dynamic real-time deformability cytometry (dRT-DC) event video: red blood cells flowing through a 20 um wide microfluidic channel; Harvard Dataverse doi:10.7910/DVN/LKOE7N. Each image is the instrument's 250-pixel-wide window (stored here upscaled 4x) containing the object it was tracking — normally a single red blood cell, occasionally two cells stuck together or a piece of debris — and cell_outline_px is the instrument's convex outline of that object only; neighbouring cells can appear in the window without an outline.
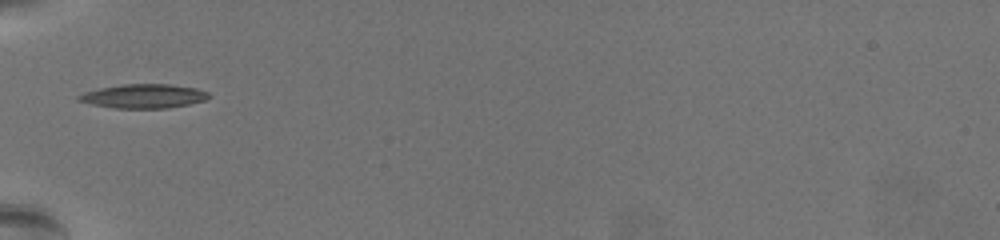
{"species": "common noctule bat (a hibernating species)", "species_latin": "Nyctalus noctula", "temperature_condition": "warm", "stored_images_in_passage": 38, "camera_frame_rate_fps": 3000, "um_per_image_px": 0.085, "animal": {"sex": "female", "body_mass_g": 19.5, "forearm_length_mm": 54.1}, "frame": {"image": 1, "passage_image": 1, "time_ms": 0.0, "image_size_px": [1000, 240], "cell_outline_px": [[212, 96], [204, 100], [188, 104], [164, 108], [116, 108], [92, 104], [76, 100], [76, 96], [84, 92], [100, 88], [124, 84], [168, 84], [196, 88], [208, 92]], "centroid_in_image_um": [12.2, 8.17], "position_along_channel_um": 72.8, "area_um2": 18.09}}
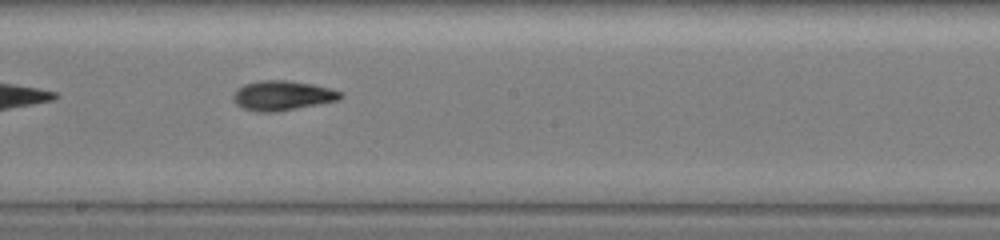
{"frame": {"image": 2, "passage_image": 14, "time_ms": 4.333, "image_size_px": [1000, 240], "cell_outline_px": [[344, 96], [336, 100], [276, 112], [260, 112], [244, 108], [236, 104], [232, 96], [236, 88], [244, 84], [260, 80], [284, 80], [312, 84], [328, 88], [340, 92]], "centroid_in_image_um": [23.94, 8.11], "position_along_channel_um": 224.3, "area_um2": 18.26}}
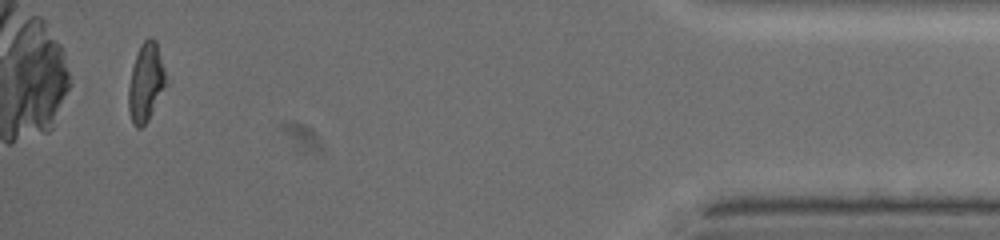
{"frame": {"image": 3, "passage_image": 36, "time_ms": 11.667, "image_size_px": [1000, 240], "cell_outline_px": [[168, 84], [148, 120], [140, 128], [136, 128], [132, 124], [128, 108], [128, 88], [132, 68], [140, 44], [148, 36], [152, 36], [156, 40], [164, 68]], "centroid_in_image_um": [12.41, 7.0], "position_along_channel_um": 422.8, "area_um2": 17.34}, "authors_computed_cell_mechanics": {"area_um2": 17.5423, "velocity_mm_per_s": 3.5535, "shape_relaxation_time_tau1_ms": 3.0346, "shape_relaxation_time_tau2_ms": 2.8459, "deformation_change_tau1": 0.1962, "deformation_change_tau2": 0.1088}}